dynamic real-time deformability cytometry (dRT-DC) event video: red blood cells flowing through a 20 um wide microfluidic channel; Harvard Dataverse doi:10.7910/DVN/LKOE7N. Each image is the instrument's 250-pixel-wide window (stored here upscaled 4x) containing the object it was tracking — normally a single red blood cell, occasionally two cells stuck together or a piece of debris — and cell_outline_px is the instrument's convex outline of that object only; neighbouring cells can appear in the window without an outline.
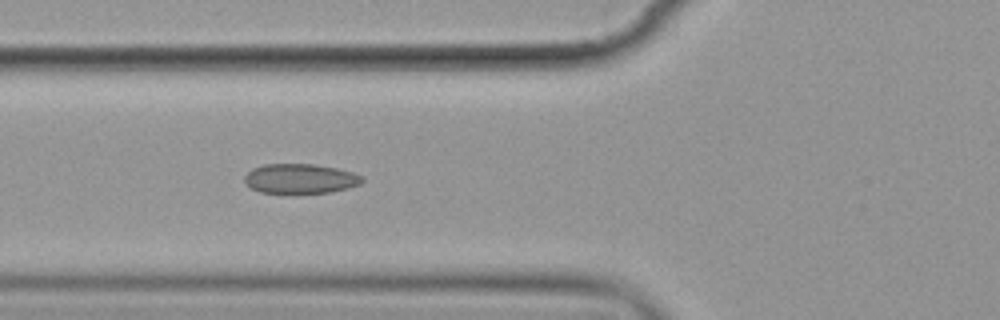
{"species": "common noctule bat (a hibernating species)", "species_latin": "Nyctalus noctula", "temperature_condition": "cold", "stored_images_in_passage": 6, "camera_frame_rate_fps": 3000, "um_per_image_px": 0.085, "animal": {"sex": "female", "body_mass_g": 19.9}, "frame": {"image": 1, "passage_image": 6, "time_ms": 6.667, "image_size_px": [1000, 320], "cell_outline_px": [[364, 180], [360, 184], [348, 188], [332, 192], [260, 192], [252, 188], [244, 180], [244, 176], [252, 168], [264, 164], [316, 164], [336, 168], [352, 172], [364, 176]], "centroid_in_image_um": [25.55, 15.17], "position_along_channel_um": 100.2, "area_um2": 20.17}}